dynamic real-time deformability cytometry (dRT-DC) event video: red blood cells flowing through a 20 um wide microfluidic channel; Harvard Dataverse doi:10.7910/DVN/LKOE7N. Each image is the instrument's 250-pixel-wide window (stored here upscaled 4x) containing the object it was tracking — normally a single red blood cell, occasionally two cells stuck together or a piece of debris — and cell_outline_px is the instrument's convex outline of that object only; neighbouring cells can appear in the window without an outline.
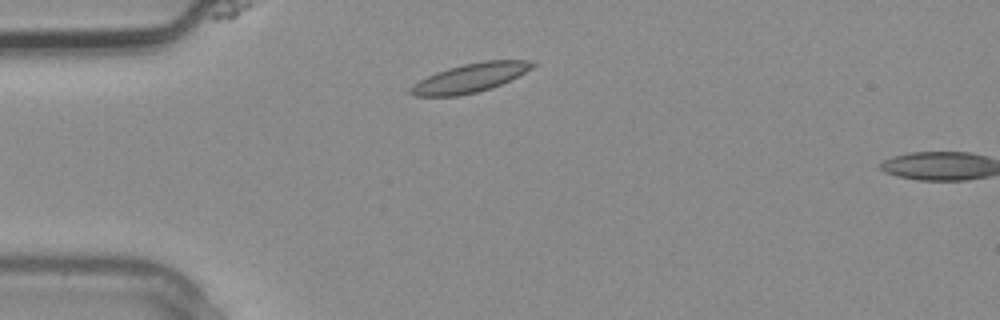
{"species": "common noctule bat (a hibernating species)", "species_latin": "Nyctalus noctula", "temperature_condition": "warm", "stored_images_in_passage": 2, "segment_of_instrument_passage": [1, 2], "camera_frame_rate_fps": 3000, "um_per_image_px": 0.085, "animal": {"sex": "male", "body_mass_g": 20.4}, "frame": {"image": 1, "passage_image": 1, "time_ms": 0.0, "image_size_px": [1000, 320], "cell_outline_px": [[536, 64], [532, 68], [492, 88], [476, 92], [456, 96], [416, 96], [408, 92], [408, 88], [412, 84], [436, 72], [448, 68], [464, 64], [484, 60], [532, 60]], "centroid_in_image_um": [39.92, 6.62], "position_along_channel_um": 45.1, "area_um2": 20.35}}